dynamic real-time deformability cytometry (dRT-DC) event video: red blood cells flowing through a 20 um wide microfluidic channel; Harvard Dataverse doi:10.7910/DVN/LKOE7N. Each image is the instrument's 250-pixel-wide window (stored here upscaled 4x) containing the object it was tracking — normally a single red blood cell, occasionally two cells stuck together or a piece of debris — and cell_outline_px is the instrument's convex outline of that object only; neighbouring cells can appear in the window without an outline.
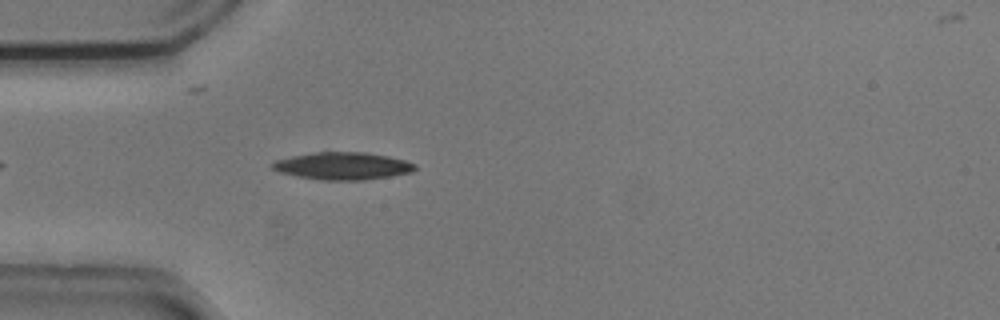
{"species": "common noctule bat (a hibernating species)", "species_latin": "Nyctalus noctula", "temperature_condition": "cold", "stored_images_in_passage": 6, "camera_frame_rate_fps": 3000, "um_per_image_px": 0.085, "animal": {"sex": "male", "body_mass_g": 20.5, "forearm_length_mm": 52.5}, "frame": {"image": 1, "passage_image": 2, "time_ms": 0.333, "image_size_px": [1000, 320], "cell_outline_px": [[416, 168], [412, 172], [364, 180], [320, 180], [280, 172], [272, 168], [272, 164], [276, 160], [292, 156], [316, 152], [364, 152], [388, 156], [404, 160], [416, 164]], "centroid_in_image_um": [29.15, 14.1], "position_along_channel_um": 55.8, "area_um2": 22.48}}